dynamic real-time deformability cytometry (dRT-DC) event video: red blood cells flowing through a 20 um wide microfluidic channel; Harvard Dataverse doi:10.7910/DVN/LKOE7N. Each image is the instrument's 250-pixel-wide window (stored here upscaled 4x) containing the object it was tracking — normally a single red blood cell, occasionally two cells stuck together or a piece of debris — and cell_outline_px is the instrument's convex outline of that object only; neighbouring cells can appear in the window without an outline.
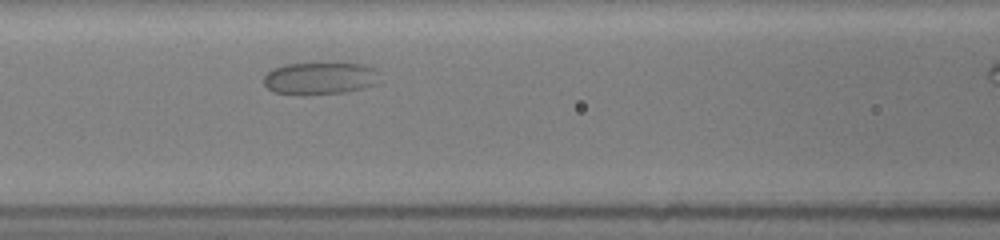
{"species": "common noctule bat (a hibernating species)", "species_latin": "Nyctalus noctula", "temperature_condition": "room temperature", "stored_images_in_passage": 4, "camera_frame_rate_fps": 3000, "um_per_image_px": 0.085, "animal": {"sex": "female", "body_mass_g": 19.5, "forearm_length_mm": 54.1}, "frame": {"image": 1, "passage_image": 3, "time_ms": 1.667, "image_size_px": [1000, 240], "cell_outline_px": [[376, 84], [364, 88], [344, 92], [308, 96], [304, 96], [272, 92], [264, 84], [264, 76], [268, 72], [284, 64], [364, 64], [372, 68], [376, 72]], "centroid_in_image_um": [27.13, 6.69], "position_along_channel_um": 139.5, "area_um2": 21.68}}